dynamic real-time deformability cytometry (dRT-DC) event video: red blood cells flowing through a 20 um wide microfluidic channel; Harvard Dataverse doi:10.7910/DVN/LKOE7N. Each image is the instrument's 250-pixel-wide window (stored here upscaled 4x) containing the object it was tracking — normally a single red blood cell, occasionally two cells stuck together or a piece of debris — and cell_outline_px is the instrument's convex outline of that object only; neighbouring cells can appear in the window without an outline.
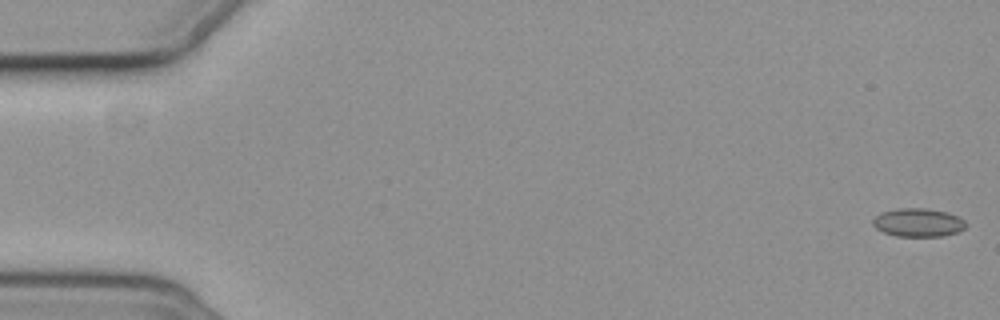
{"species": "common noctule bat (a hibernating species)", "species_latin": "Nyctalus noctula", "temperature_condition": "cold", "stored_images_in_passage": 57, "camera_frame_rate_fps": 3000, "um_per_image_px": 0.085, "animal": {"sex": "female", "body_mass_g": 19.3, "forearm_length_mm": 54.1}, "frame": {"image": 1, "passage_image": 1, "time_ms": 0.0, "image_size_px": [1000, 320], "cell_outline_px": [[968, 224], [964, 228], [956, 232], [940, 236], [896, 236], [884, 232], [876, 228], [872, 224], [872, 220], [880, 212], [896, 208], [924, 208], [948, 212], [964, 220]], "centroid_in_image_um": [78.02, 18.9], "position_along_channel_um": 7.0, "area_um2": 15.37}}
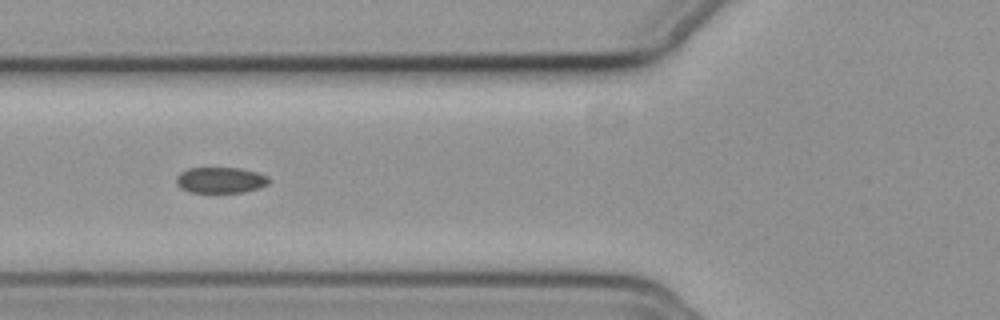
{"frame": {"image": 2, "passage_image": 22, "time_ms": 7.0, "image_size_px": [1000, 320], "cell_outline_px": [[268, 184], [260, 188], [244, 192], [188, 192], [180, 188], [176, 184], [176, 176], [180, 172], [188, 168], [240, 168], [256, 172], [268, 176]], "centroid_in_image_um": [18.71, 15.31], "position_along_channel_um": 107.1, "area_um2": 14.05}}
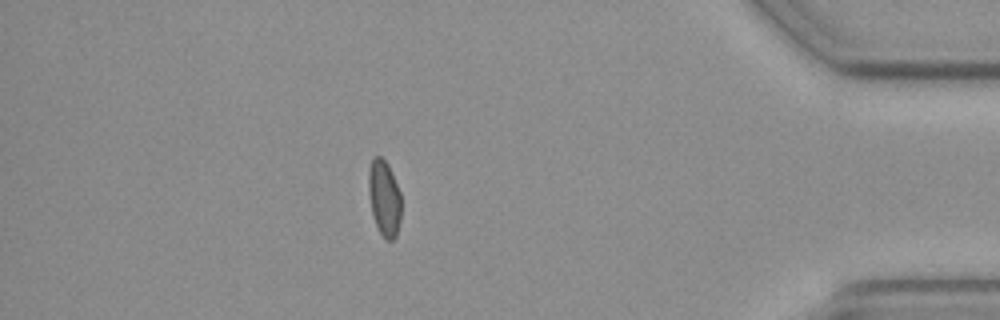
{"frame": {"image": 3, "passage_image": 50, "time_ms": 16.333, "image_size_px": [1000, 320], "cell_outline_px": [[400, 220], [396, 236], [392, 240], [384, 240], [372, 216], [368, 192], [368, 168], [372, 156], [380, 156], [388, 164], [400, 192]], "centroid_in_image_um": [32.63, 16.82], "position_along_channel_um": 402.6, "area_um2": 14.62}, "authors_computed_cell_mechanics": {"area_um2": 14.9124, "velocity_mm_per_s": 3.6624, "shape_relaxation_time_tau1_ms": 6.958, "shape_relaxation_time_tau2_ms": null, "deformation_change_tau1": 0.1049, "deformation_change_tau2": null}}